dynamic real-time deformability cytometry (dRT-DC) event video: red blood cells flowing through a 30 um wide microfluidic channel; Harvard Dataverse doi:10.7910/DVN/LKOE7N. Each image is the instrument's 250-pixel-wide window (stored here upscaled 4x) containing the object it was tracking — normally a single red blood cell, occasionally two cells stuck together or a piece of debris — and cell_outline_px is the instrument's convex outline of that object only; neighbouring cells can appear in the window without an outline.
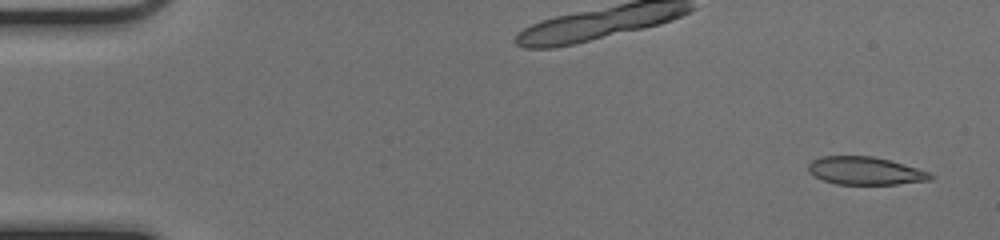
{"species": "common noctule bat (a hibernating species)", "species_latin": "Nyctalus noctula", "temperature_condition": "cold", "stored_images_in_passage": 50, "camera_frame_rate_fps": 3000, "um_per_image_px": 0.085, "animal": {"sex": "female", "body_mass_g": 17.0, "forearm_length_mm": 48.0}, "frame": {"image": 1, "passage_image": 1, "time_ms": 0.0, "image_size_px": [1000, 240], "cell_outline_px": [[936, 176], [932, 180], [896, 184], [836, 184], [824, 180], [808, 172], [808, 164], [812, 160], [820, 156], [872, 156], [904, 164], [928, 172]], "centroid_in_image_um": [73.54, 14.52], "position_along_channel_um": 11.5, "area_um2": 19.77}}
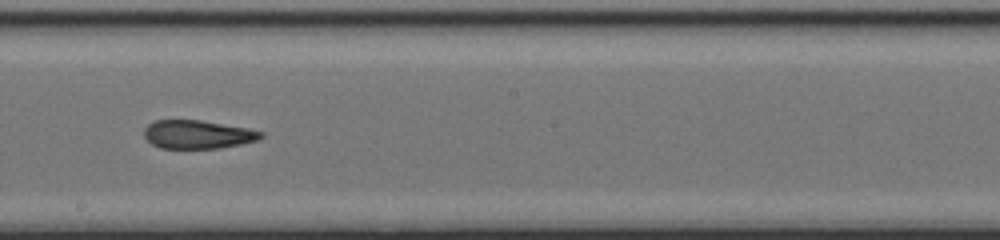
{"frame": {"image": 2, "passage_image": 28, "time_ms": 9.0, "image_size_px": [1000, 240], "cell_outline_px": [[264, 136], [260, 140], [220, 148], [160, 148], [152, 144], [144, 136], [144, 128], [152, 120], [200, 120], [248, 128], [264, 132]], "centroid_in_image_um": [16.81, 11.42], "position_along_channel_um": 231.4, "area_um2": 19.48}}
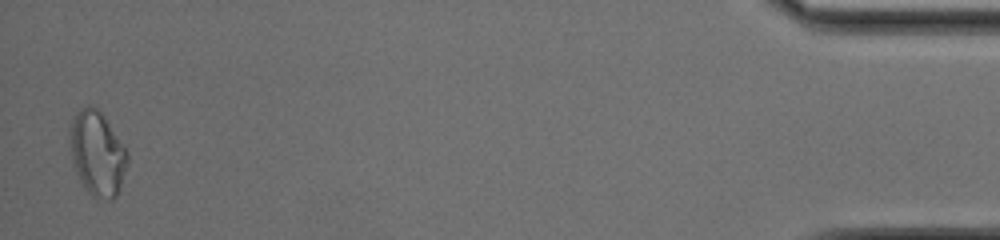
{"frame": {"image": 3, "passage_image": 49, "time_ms": 16.0, "image_size_px": [1000, 240], "cell_outline_px": [[128, 164], [120, 188], [116, 196], [112, 200], [108, 200], [92, 196], [88, 192], [80, 180], [76, 172], [72, 160], [72, 120], [76, 112], [80, 108], [92, 104], [104, 116], [128, 152]], "centroid_in_image_um": [8.31, 13.07], "position_along_channel_um": 426.9, "area_um2": 27.86}, "authors_computed_cell_mechanics": {"area_um2": 20.8658, "velocity_mm_per_s": 4.0542, "shape_relaxation_time_tau1_ms": null, "shape_relaxation_time_tau2_ms": 7.2729, "deformation_change_tau1": null, "deformation_change_tau2": 0.1331}}